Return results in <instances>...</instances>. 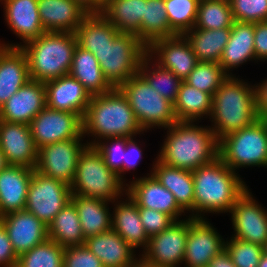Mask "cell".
Returning a JSON list of instances; mask_svg holds the SVG:
<instances>
[{
    "label": "cell",
    "mask_w": 267,
    "mask_h": 267,
    "mask_svg": "<svg viewBox=\"0 0 267 267\" xmlns=\"http://www.w3.org/2000/svg\"><path fill=\"white\" fill-rule=\"evenodd\" d=\"M139 73L156 92L174 104L183 82L171 70L161 67L148 54L141 62Z\"/></svg>",
    "instance_id": "cell-38"
},
{
    "label": "cell",
    "mask_w": 267,
    "mask_h": 267,
    "mask_svg": "<svg viewBox=\"0 0 267 267\" xmlns=\"http://www.w3.org/2000/svg\"><path fill=\"white\" fill-rule=\"evenodd\" d=\"M225 249V240L207 218L189 217L184 251L185 267H208L210 261Z\"/></svg>",
    "instance_id": "cell-15"
},
{
    "label": "cell",
    "mask_w": 267,
    "mask_h": 267,
    "mask_svg": "<svg viewBox=\"0 0 267 267\" xmlns=\"http://www.w3.org/2000/svg\"><path fill=\"white\" fill-rule=\"evenodd\" d=\"M136 137H131L127 140L126 150L124 152V159L122 162V182L127 185L124 174L128 171L137 168L138 164L141 162L143 155V149L139 146L138 142L135 140Z\"/></svg>",
    "instance_id": "cell-48"
},
{
    "label": "cell",
    "mask_w": 267,
    "mask_h": 267,
    "mask_svg": "<svg viewBox=\"0 0 267 267\" xmlns=\"http://www.w3.org/2000/svg\"><path fill=\"white\" fill-rule=\"evenodd\" d=\"M34 169L8 165L0 171V217L24 210Z\"/></svg>",
    "instance_id": "cell-23"
},
{
    "label": "cell",
    "mask_w": 267,
    "mask_h": 267,
    "mask_svg": "<svg viewBox=\"0 0 267 267\" xmlns=\"http://www.w3.org/2000/svg\"><path fill=\"white\" fill-rule=\"evenodd\" d=\"M142 225L148 237L167 229L174 220L167 214L154 209L138 207Z\"/></svg>",
    "instance_id": "cell-47"
},
{
    "label": "cell",
    "mask_w": 267,
    "mask_h": 267,
    "mask_svg": "<svg viewBox=\"0 0 267 267\" xmlns=\"http://www.w3.org/2000/svg\"><path fill=\"white\" fill-rule=\"evenodd\" d=\"M69 75L76 78L91 96L105 94L114 88L105 78L93 53L78 45L73 54Z\"/></svg>",
    "instance_id": "cell-30"
},
{
    "label": "cell",
    "mask_w": 267,
    "mask_h": 267,
    "mask_svg": "<svg viewBox=\"0 0 267 267\" xmlns=\"http://www.w3.org/2000/svg\"><path fill=\"white\" fill-rule=\"evenodd\" d=\"M128 183L126 193L138 207L163 212L174 221L181 220L180 217L186 215V212L177 204L173 193L158 181L152 171L147 173V176L137 177Z\"/></svg>",
    "instance_id": "cell-16"
},
{
    "label": "cell",
    "mask_w": 267,
    "mask_h": 267,
    "mask_svg": "<svg viewBox=\"0 0 267 267\" xmlns=\"http://www.w3.org/2000/svg\"><path fill=\"white\" fill-rule=\"evenodd\" d=\"M48 239L63 247L85 244L77 208L72 201L67 203L49 224Z\"/></svg>",
    "instance_id": "cell-35"
},
{
    "label": "cell",
    "mask_w": 267,
    "mask_h": 267,
    "mask_svg": "<svg viewBox=\"0 0 267 267\" xmlns=\"http://www.w3.org/2000/svg\"><path fill=\"white\" fill-rule=\"evenodd\" d=\"M178 35L168 22L164 0H145L140 31L136 36L149 47L154 41Z\"/></svg>",
    "instance_id": "cell-36"
},
{
    "label": "cell",
    "mask_w": 267,
    "mask_h": 267,
    "mask_svg": "<svg viewBox=\"0 0 267 267\" xmlns=\"http://www.w3.org/2000/svg\"><path fill=\"white\" fill-rule=\"evenodd\" d=\"M228 76L219 63L198 62L184 82L213 97Z\"/></svg>",
    "instance_id": "cell-41"
},
{
    "label": "cell",
    "mask_w": 267,
    "mask_h": 267,
    "mask_svg": "<svg viewBox=\"0 0 267 267\" xmlns=\"http://www.w3.org/2000/svg\"><path fill=\"white\" fill-rule=\"evenodd\" d=\"M65 247L47 239L18 256L16 267H63Z\"/></svg>",
    "instance_id": "cell-40"
},
{
    "label": "cell",
    "mask_w": 267,
    "mask_h": 267,
    "mask_svg": "<svg viewBox=\"0 0 267 267\" xmlns=\"http://www.w3.org/2000/svg\"><path fill=\"white\" fill-rule=\"evenodd\" d=\"M82 122L83 136L93 137L90 142L86 141L89 146H95L106 138H131L144 134L126 96L118 87L91 96Z\"/></svg>",
    "instance_id": "cell-2"
},
{
    "label": "cell",
    "mask_w": 267,
    "mask_h": 267,
    "mask_svg": "<svg viewBox=\"0 0 267 267\" xmlns=\"http://www.w3.org/2000/svg\"><path fill=\"white\" fill-rule=\"evenodd\" d=\"M9 164L7 163V160L5 158L4 153L2 152V150L0 149V171H2L3 169H5Z\"/></svg>",
    "instance_id": "cell-54"
},
{
    "label": "cell",
    "mask_w": 267,
    "mask_h": 267,
    "mask_svg": "<svg viewBox=\"0 0 267 267\" xmlns=\"http://www.w3.org/2000/svg\"><path fill=\"white\" fill-rule=\"evenodd\" d=\"M71 195L70 185L47 177L34 169L25 210L49 226L54 217L71 201Z\"/></svg>",
    "instance_id": "cell-10"
},
{
    "label": "cell",
    "mask_w": 267,
    "mask_h": 267,
    "mask_svg": "<svg viewBox=\"0 0 267 267\" xmlns=\"http://www.w3.org/2000/svg\"><path fill=\"white\" fill-rule=\"evenodd\" d=\"M211 125L217 140L253 124L258 120L255 85L228 76L214 93Z\"/></svg>",
    "instance_id": "cell-4"
},
{
    "label": "cell",
    "mask_w": 267,
    "mask_h": 267,
    "mask_svg": "<svg viewBox=\"0 0 267 267\" xmlns=\"http://www.w3.org/2000/svg\"><path fill=\"white\" fill-rule=\"evenodd\" d=\"M71 201L77 208L85 239L112 228L111 202L99 198L71 195Z\"/></svg>",
    "instance_id": "cell-31"
},
{
    "label": "cell",
    "mask_w": 267,
    "mask_h": 267,
    "mask_svg": "<svg viewBox=\"0 0 267 267\" xmlns=\"http://www.w3.org/2000/svg\"><path fill=\"white\" fill-rule=\"evenodd\" d=\"M145 0H108L101 12L121 33L137 34L141 28Z\"/></svg>",
    "instance_id": "cell-37"
},
{
    "label": "cell",
    "mask_w": 267,
    "mask_h": 267,
    "mask_svg": "<svg viewBox=\"0 0 267 267\" xmlns=\"http://www.w3.org/2000/svg\"><path fill=\"white\" fill-rule=\"evenodd\" d=\"M129 137H113L100 140L95 148L101 153L105 164L122 181V162Z\"/></svg>",
    "instance_id": "cell-44"
},
{
    "label": "cell",
    "mask_w": 267,
    "mask_h": 267,
    "mask_svg": "<svg viewBox=\"0 0 267 267\" xmlns=\"http://www.w3.org/2000/svg\"><path fill=\"white\" fill-rule=\"evenodd\" d=\"M254 85L258 118L267 121V78Z\"/></svg>",
    "instance_id": "cell-51"
},
{
    "label": "cell",
    "mask_w": 267,
    "mask_h": 267,
    "mask_svg": "<svg viewBox=\"0 0 267 267\" xmlns=\"http://www.w3.org/2000/svg\"><path fill=\"white\" fill-rule=\"evenodd\" d=\"M264 252L267 254V243H266V245L264 246Z\"/></svg>",
    "instance_id": "cell-57"
},
{
    "label": "cell",
    "mask_w": 267,
    "mask_h": 267,
    "mask_svg": "<svg viewBox=\"0 0 267 267\" xmlns=\"http://www.w3.org/2000/svg\"><path fill=\"white\" fill-rule=\"evenodd\" d=\"M73 195L103 199L113 203L125 197L126 185L105 164L103 156L95 146L87 145L80 153L74 180Z\"/></svg>",
    "instance_id": "cell-6"
},
{
    "label": "cell",
    "mask_w": 267,
    "mask_h": 267,
    "mask_svg": "<svg viewBox=\"0 0 267 267\" xmlns=\"http://www.w3.org/2000/svg\"><path fill=\"white\" fill-rule=\"evenodd\" d=\"M46 106L54 110L78 114L82 119L87 111L91 95L71 75L45 82Z\"/></svg>",
    "instance_id": "cell-22"
},
{
    "label": "cell",
    "mask_w": 267,
    "mask_h": 267,
    "mask_svg": "<svg viewBox=\"0 0 267 267\" xmlns=\"http://www.w3.org/2000/svg\"><path fill=\"white\" fill-rule=\"evenodd\" d=\"M85 246L101 260L104 267H127L140 258V255L136 256V250L112 228L88 237Z\"/></svg>",
    "instance_id": "cell-24"
},
{
    "label": "cell",
    "mask_w": 267,
    "mask_h": 267,
    "mask_svg": "<svg viewBox=\"0 0 267 267\" xmlns=\"http://www.w3.org/2000/svg\"><path fill=\"white\" fill-rule=\"evenodd\" d=\"M127 267H151L148 263H146L141 257L132 265Z\"/></svg>",
    "instance_id": "cell-55"
},
{
    "label": "cell",
    "mask_w": 267,
    "mask_h": 267,
    "mask_svg": "<svg viewBox=\"0 0 267 267\" xmlns=\"http://www.w3.org/2000/svg\"><path fill=\"white\" fill-rule=\"evenodd\" d=\"M38 12L45 32L75 33L88 15L72 0H38Z\"/></svg>",
    "instance_id": "cell-25"
},
{
    "label": "cell",
    "mask_w": 267,
    "mask_h": 267,
    "mask_svg": "<svg viewBox=\"0 0 267 267\" xmlns=\"http://www.w3.org/2000/svg\"><path fill=\"white\" fill-rule=\"evenodd\" d=\"M170 27L178 34L194 28L200 0H164Z\"/></svg>",
    "instance_id": "cell-42"
},
{
    "label": "cell",
    "mask_w": 267,
    "mask_h": 267,
    "mask_svg": "<svg viewBox=\"0 0 267 267\" xmlns=\"http://www.w3.org/2000/svg\"><path fill=\"white\" fill-rule=\"evenodd\" d=\"M18 255L12 246L8 233L0 222V267H16Z\"/></svg>",
    "instance_id": "cell-49"
},
{
    "label": "cell",
    "mask_w": 267,
    "mask_h": 267,
    "mask_svg": "<svg viewBox=\"0 0 267 267\" xmlns=\"http://www.w3.org/2000/svg\"><path fill=\"white\" fill-rule=\"evenodd\" d=\"M125 196L126 199L113 202L115 207L112 211V229L133 249L142 247L143 253L149 244V237L142 225L137 204L127 193Z\"/></svg>",
    "instance_id": "cell-26"
},
{
    "label": "cell",
    "mask_w": 267,
    "mask_h": 267,
    "mask_svg": "<svg viewBox=\"0 0 267 267\" xmlns=\"http://www.w3.org/2000/svg\"><path fill=\"white\" fill-rule=\"evenodd\" d=\"M208 267H236L231 260L230 255L224 249L219 254H217L213 259L210 261Z\"/></svg>",
    "instance_id": "cell-53"
},
{
    "label": "cell",
    "mask_w": 267,
    "mask_h": 267,
    "mask_svg": "<svg viewBox=\"0 0 267 267\" xmlns=\"http://www.w3.org/2000/svg\"><path fill=\"white\" fill-rule=\"evenodd\" d=\"M120 32L102 14H88L76 28L77 45L92 53L108 45Z\"/></svg>",
    "instance_id": "cell-33"
},
{
    "label": "cell",
    "mask_w": 267,
    "mask_h": 267,
    "mask_svg": "<svg viewBox=\"0 0 267 267\" xmlns=\"http://www.w3.org/2000/svg\"><path fill=\"white\" fill-rule=\"evenodd\" d=\"M233 238L265 246L267 243V208L254 199L250 189L237 199L230 212Z\"/></svg>",
    "instance_id": "cell-14"
},
{
    "label": "cell",
    "mask_w": 267,
    "mask_h": 267,
    "mask_svg": "<svg viewBox=\"0 0 267 267\" xmlns=\"http://www.w3.org/2000/svg\"><path fill=\"white\" fill-rule=\"evenodd\" d=\"M77 46L75 33L45 32L22 45L31 80L47 82L69 75Z\"/></svg>",
    "instance_id": "cell-5"
},
{
    "label": "cell",
    "mask_w": 267,
    "mask_h": 267,
    "mask_svg": "<svg viewBox=\"0 0 267 267\" xmlns=\"http://www.w3.org/2000/svg\"><path fill=\"white\" fill-rule=\"evenodd\" d=\"M257 267H267V254L263 252Z\"/></svg>",
    "instance_id": "cell-56"
},
{
    "label": "cell",
    "mask_w": 267,
    "mask_h": 267,
    "mask_svg": "<svg viewBox=\"0 0 267 267\" xmlns=\"http://www.w3.org/2000/svg\"><path fill=\"white\" fill-rule=\"evenodd\" d=\"M234 21H267V0H229Z\"/></svg>",
    "instance_id": "cell-45"
},
{
    "label": "cell",
    "mask_w": 267,
    "mask_h": 267,
    "mask_svg": "<svg viewBox=\"0 0 267 267\" xmlns=\"http://www.w3.org/2000/svg\"><path fill=\"white\" fill-rule=\"evenodd\" d=\"M194 183V218L205 213L230 212L248 186L238 172L231 170L217 157L211 163L192 171Z\"/></svg>",
    "instance_id": "cell-3"
},
{
    "label": "cell",
    "mask_w": 267,
    "mask_h": 267,
    "mask_svg": "<svg viewBox=\"0 0 267 267\" xmlns=\"http://www.w3.org/2000/svg\"><path fill=\"white\" fill-rule=\"evenodd\" d=\"M83 138H71L56 143L47 144L38 149V161L35 170L47 177L72 184L78 157L87 143Z\"/></svg>",
    "instance_id": "cell-12"
},
{
    "label": "cell",
    "mask_w": 267,
    "mask_h": 267,
    "mask_svg": "<svg viewBox=\"0 0 267 267\" xmlns=\"http://www.w3.org/2000/svg\"><path fill=\"white\" fill-rule=\"evenodd\" d=\"M254 51L257 62L267 60V21L254 23Z\"/></svg>",
    "instance_id": "cell-50"
},
{
    "label": "cell",
    "mask_w": 267,
    "mask_h": 267,
    "mask_svg": "<svg viewBox=\"0 0 267 267\" xmlns=\"http://www.w3.org/2000/svg\"><path fill=\"white\" fill-rule=\"evenodd\" d=\"M29 80L25 53L20 48L0 46V107Z\"/></svg>",
    "instance_id": "cell-27"
},
{
    "label": "cell",
    "mask_w": 267,
    "mask_h": 267,
    "mask_svg": "<svg viewBox=\"0 0 267 267\" xmlns=\"http://www.w3.org/2000/svg\"><path fill=\"white\" fill-rule=\"evenodd\" d=\"M45 107V83L30 79L0 107V120L30 125Z\"/></svg>",
    "instance_id": "cell-20"
},
{
    "label": "cell",
    "mask_w": 267,
    "mask_h": 267,
    "mask_svg": "<svg viewBox=\"0 0 267 267\" xmlns=\"http://www.w3.org/2000/svg\"><path fill=\"white\" fill-rule=\"evenodd\" d=\"M0 2L5 11L4 19L7 25L23 41V44L22 42L6 44L0 41L1 47L20 48L45 33L38 12V0H0Z\"/></svg>",
    "instance_id": "cell-18"
},
{
    "label": "cell",
    "mask_w": 267,
    "mask_h": 267,
    "mask_svg": "<svg viewBox=\"0 0 267 267\" xmlns=\"http://www.w3.org/2000/svg\"><path fill=\"white\" fill-rule=\"evenodd\" d=\"M231 28L191 29L183 35L188 40L198 62L219 63L224 47L230 38Z\"/></svg>",
    "instance_id": "cell-32"
},
{
    "label": "cell",
    "mask_w": 267,
    "mask_h": 267,
    "mask_svg": "<svg viewBox=\"0 0 267 267\" xmlns=\"http://www.w3.org/2000/svg\"><path fill=\"white\" fill-rule=\"evenodd\" d=\"M218 157L234 172L243 167L267 168V121L258 119L221 138Z\"/></svg>",
    "instance_id": "cell-7"
},
{
    "label": "cell",
    "mask_w": 267,
    "mask_h": 267,
    "mask_svg": "<svg viewBox=\"0 0 267 267\" xmlns=\"http://www.w3.org/2000/svg\"><path fill=\"white\" fill-rule=\"evenodd\" d=\"M177 121L167 128V135L157 158L166 165L194 171L218 157L219 141L210 126Z\"/></svg>",
    "instance_id": "cell-1"
},
{
    "label": "cell",
    "mask_w": 267,
    "mask_h": 267,
    "mask_svg": "<svg viewBox=\"0 0 267 267\" xmlns=\"http://www.w3.org/2000/svg\"><path fill=\"white\" fill-rule=\"evenodd\" d=\"M161 67L171 70L184 81L198 63L190 43L184 35L154 41L147 53Z\"/></svg>",
    "instance_id": "cell-19"
},
{
    "label": "cell",
    "mask_w": 267,
    "mask_h": 267,
    "mask_svg": "<svg viewBox=\"0 0 267 267\" xmlns=\"http://www.w3.org/2000/svg\"><path fill=\"white\" fill-rule=\"evenodd\" d=\"M92 53L105 78L116 88L139 72L148 47L135 34L120 32L112 42Z\"/></svg>",
    "instance_id": "cell-9"
},
{
    "label": "cell",
    "mask_w": 267,
    "mask_h": 267,
    "mask_svg": "<svg viewBox=\"0 0 267 267\" xmlns=\"http://www.w3.org/2000/svg\"><path fill=\"white\" fill-rule=\"evenodd\" d=\"M118 88L126 96L144 132L156 127L166 130L178 121L173 103L158 94L139 72Z\"/></svg>",
    "instance_id": "cell-8"
},
{
    "label": "cell",
    "mask_w": 267,
    "mask_h": 267,
    "mask_svg": "<svg viewBox=\"0 0 267 267\" xmlns=\"http://www.w3.org/2000/svg\"><path fill=\"white\" fill-rule=\"evenodd\" d=\"M253 60L257 61L254 51V23L234 21L219 64L229 76H235L229 71Z\"/></svg>",
    "instance_id": "cell-28"
},
{
    "label": "cell",
    "mask_w": 267,
    "mask_h": 267,
    "mask_svg": "<svg viewBox=\"0 0 267 267\" xmlns=\"http://www.w3.org/2000/svg\"><path fill=\"white\" fill-rule=\"evenodd\" d=\"M0 149L9 165L35 169L38 149L30 125L0 120Z\"/></svg>",
    "instance_id": "cell-17"
},
{
    "label": "cell",
    "mask_w": 267,
    "mask_h": 267,
    "mask_svg": "<svg viewBox=\"0 0 267 267\" xmlns=\"http://www.w3.org/2000/svg\"><path fill=\"white\" fill-rule=\"evenodd\" d=\"M0 222L18 256L48 239V226L25 209L0 217Z\"/></svg>",
    "instance_id": "cell-21"
},
{
    "label": "cell",
    "mask_w": 267,
    "mask_h": 267,
    "mask_svg": "<svg viewBox=\"0 0 267 267\" xmlns=\"http://www.w3.org/2000/svg\"><path fill=\"white\" fill-rule=\"evenodd\" d=\"M88 14L101 13L108 0H72Z\"/></svg>",
    "instance_id": "cell-52"
},
{
    "label": "cell",
    "mask_w": 267,
    "mask_h": 267,
    "mask_svg": "<svg viewBox=\"0 0 267 267\" xmlns=\"http://www.w3.org/2000/svg\"><path fill=\"white\" fill-rule=\"evenodd\" d=\"M188 217V218H187ZM176 220L164 231L151 236L140 257L151 267H179L183 264L189 216Z\"/></svg>",
    "instance_id": "cell-11"
},
{
    "label": "cell",
    "mask_w": 267,
    "mask_h": 267,
    "mask_svg": "<svg viewBox=\"0 0 267 267\" xmlns=\"http://www.w3.org/2000/svg\"><path fill=\"white\" fill-rule=\"evenodd\" d=\"M152 174L171 193L177 204L194 218V183L192 171L166 165L157 157L153 162Z\"/></svg>",
    "instance_id": "cell-29"
},
{
    "label": "cell",
    "mask_w": 267,
    "mask_h": 267,
    "mask_svg": "<svg viewBox=\"0 0 267 267\" xmlns=\"http://www.w3.org/2000/svg\"><path fill=\"white\" fill-rule=\"evenodd\" d=\"M63 267H104L86 246L77 245L65 247L63 254Z\"/></svg>",
    "instance_id": "cell-46"
},
{
    "label": "cell",
    "mask_w": 267,
    "mask_h": 267,
    "mask_svg": "<svg viewBox=\"0 0 267 267\" xmlns=\"http://www.w3.org/2000/svg\"><path fill=\"white\" fill-rule=\"evenodd\" d=\"M213 97L185 83H181L177 98L173 104L178 121L200 122L210 118L212 114ZM205 116V117H204ZM200 120V121H199Z\"/></svg>",
    "instance_id": "cell-34"
},
{
    "label": "cell",
    "mask_w": 267,
    "mask_h": 267,
    "mask_svg": "<svg viewBox=\"0 0 267 267\" xmlns=\"http://www.w3.org/2000/svg\"><path fill=\"white\" fill-rule=\"evenodd\" d=\"M30 128L37 149L71 138H85L82 118L78 114L54 110L47 106L34 117Z\"/></svg>",
    "instance_id": "cell-13"
},
{
    "label": "cell",
    "mask_w": 267,
    "mask_h": 267,
    "mask_svg": "<svg viewBox=\"0 0 267 267\" xmlns=\"http://www.w3.org/2000/svg\"><path fill=\"white\" fill-rule=\"evenodd\" d=\"M233 23L229 0H200L193 29L231 28Z\"/></svg>",
    "instance_id": "cell-39"
},
{
    "label": "cell",
    "mask_w": 267,
    "mask_h": 267,
    "mask_svg": "<svg viewBox=\"0 0 267 267\" xmlns=\"http://www.w3.org/2000/svg\"><path fill=\"white\" fill-rule=\"evenodd\" d=\"M225 250L236 267H257L264 247L230 237L225 240Z\"/></svg>",
    "instance_id": "cell-43"
}]
</instances>
